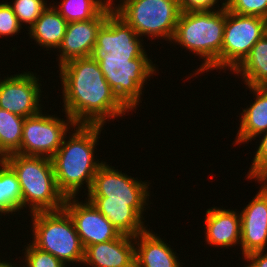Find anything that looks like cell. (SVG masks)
I'll return each instance as SVG.
<instances>
[{
	"label": "cell",
	"instance_id": "cell-26",
	"mask_svg": "<svg viewBox=\"0 0 267 267\" xmlns=\"http://www.w3.org/2000/svg\"><path fill=\"white\" fill-rule=\"evenodd\" d=\"M46 2L45 0H14L10 6L17 16L19 24L22 26L23 23H26L30 28L48 7Z\"/></svg>",
	"mask_w": 267,
	"mask_h": 267
},
{
	"label": "cell",
	"instance_id": "cell-31",
	"mask_svg": "<svg viewBox=\"0 0 267 267\" xmlns=\"http://www.w3.org/2000/svg\"><path fill=\"white\" fill-rule=\"evenodd\" d=\"M218 0H178L181 12L213 11ZM213 7V8H212Z\"/></svg>",
	"mask_w": 267,
	"mask_h": 267
},
{
	"label": "cell",
	"instance_id": "cell-2",
	"mask_svg": "<svg viewBox=\"0 0 267 267\" xmlns=\"http://www.w3.org/2000/svg\"><path fill=\"white\" fill-rule=\"evenodd\" d=\"M75 127L51 157L57 187L65 198L76 197L84 184L89 192L96 172L104 163L94 159L103 125L76 124Z\"/></svg>",
	"mask_w": 267,
	"mask_h": 267
},
{
	"label": "cell",
	"instance_id": "cell-32",
	"mask_svg": "<svg viewBox=\"0 0 267 267\" xmlns=\"http://www.w3.org/2000/svg\"><path fill=\"white\" fill-rule=\"evenodd\" d=\"M243 259L248 262V266L244 267H267V252L255 251L246 255Z\"/></svg>",
	"mask_w": 267,
	"mask_h": 267
},
{
	"label": "cell",
	"instance_id": "cell-5",
	"mask_svg": "<svg viewBox=\"0 0 267 267\" xmlns=\"http://www.w3.org/2000/svg\"><path fill=\"white\" fill-rule=\"evenodd\" d=\"M108 84L131 111L141 102L144 83L156 67L147 55L93 54Z\"/></svg>",
	"mask_w": 267,
	"mask_h": 267
},
{
	"label": "cell",
	"instance_id": "cell-7",
	"mask_svg": "<svg viewBox=\"0 0 267 267\" xmlns=\"http://www.w3.org/2000/svg\"><path fill=\"white\" fill-rule=\"evenodd\" d=\"M113 11L140 37L173 40L181 10L178 0H120Z\"/></svg>",
	"mask_w": 267,
	"mask_h": 267
},
{
	"label": "cell",
	"instance_id": "cell-16",
	"mask_svg": "<svg viewBox=\"0 0 267 267\" xmlns=\"http://www.w3.org/2000/svg\"><path fill=\"white\" fill-rule=\"evenodd\" d=\"M133 241V236L122 234L119 238L87 246L83 263L91 267H135Z\"/></svg>",
	"mask_w": 267,
	"mask_h": 267
},
{
	"label": "cell",
	"instance_id": "cell-24",
	"mask_svg": "<svg viewBox=\"0 0 267 267\" xmlns=\"http://www.w3.org/2000/svg\"><path fill=\"white\" fill-rule=\"evenodd\" d=\"M24 120L0 108V159L20 149Z\"/></svg>",
	"mask_w": 267,
	"mask_h": 267
},
{
	"label": "cell",
	"instance_id": "cell-25",
	"mask_svg": "<svg viewBox=\"0 0 267 267\" xmlns=\"http://www.w3.org/2000/svg\"><path fill=\"white\" fill-rule=\"evenodd\" d=\"M112 1L111 0H63L53 8L68 22L94 19Z\"/></svg>",
	"mask_w": 267,
	"mask_h": 267
},
{
	"label": "cell",
	"instance_id": "cell-9",
	"mask_svg": "<svg viewBox=\"0 0 267 267\" xmlns=\"http://www.w3.org/2000/svg\"><path fill=\"white\" fill-rule=\"evenodd\" d=\"M267 32V19L238 15L225 7V27L220 53V69L234 71L252 47Z\"/></svg>",
	"mask_w": 267,
	"mask_h": 267
},
{
	"label": "cell",
	"instance_id": "cell-22",
	"mask_svg": "<svg viewBox=\"0 0 267 267\" xmlns=\"http://www.w3.org/2000/svg\"><path fill=\"white\" fill-rule=\"evenodd\" d=\"M121 234L137 236L145 232L142 218L131 206L117 203H92Z\"/></svg>",
	"mask_w": 267,
	"mask_h": 267
},
{
	"label": "cell",
	"instance_id": "cell-17",
	"mask_svg": "<svg viewBox=\"0 0 267 267\" xmlns=\"http://www.w3.org/2000/svg\"><path fill=\"white\" fill-rule=\"evenodd\" d=\"M206 238L210 246L233 247L241 241V219L239 212L212 207L206 210Z\"/></svg>",
	"mask_w": 267,
	"mask_h": 267
},
{
	"label": "cell",
	"instance_id": "cell-33",
	"mask_svg": "<svg viewBox=\"0 0 267 267\" xmlns=\"http://www.w3.org/2000/svg\"><path fill=\"white\" fill-rule=\"evenodd\" d=\"M0 267H17V266H16V264L15 265L12 264L11 262L10 263L9 262L7 263V261H2L1 262V260H0ZM22 267H24V264H23Z\"/></svg>",
	"mask_w": 267,
	"mask_h": 267
},
{
	"label": "cell",
	"instance_id": "cell-6",
	"mask_svg": "<svg viewBox=\"0 0 267 267\" xmlns=\"http://www.w3.org/2000/svg\"><path fill=\"white\" fill-rule=\"evenodd\" d=\"M31 217L34 233L31 243L35 247L49 252L65 265L83 263L84 247L71 217L64 209L35 212Z\"/></svg>",
	"mask_w": 267,
	"mask_h": 267
},
{
	"label": "cell",
	"instance_id": "cell-3",
	"mask_svg": "<svg viewBox=\"0 0 267 267\" xmlns=\"http://www.w3.org/2000/svg\"><path fill=\"white\" fill-rule=\"evenodd\" d=\"M213 11L181 12L177 22L174 43L203 59L195 70L200 72L220 69V53L225 27V0Z\"/></svg>",
	"mask_w": 267,
	"mask_h": 267
},
{
	"label": "cell",
	"instance_id": "cell-21",
	"mask_svg": "<svg viewBox=\"0 0 267 267\" xmlns=\"http://www.w3.org/2000/svg\"><path fill=\"white\" fill-rule=\"evenodd\" d=\"M233 72L242 75L247 86L267 87V32Z\"/></svg>",
	"mask_w": 267,
	"mask_h": 267
},
{
	"label": "cell",
	"instance_id": "cell-15",
	"mask_svg": "<svg viewBox=\"0 0 267 267\" xmlns=\"http://www.w3.org/2000/svg\"><path fill=\"white\" fill-rule=\"evenodd\" d=\"M243 257L265 251L267 245V186L263 183L253 200L240 212Z\"/></svg>",
	"mask_w": 267,
	"mask_h": 267
},
{
	"label": "cell",
	"instance_id": "cell-27",
	"mask_svg": "<svg viewBox=\"0 0 267 267\" xmlns=\"http://www.w3.org/2000/svg\"><path fill=\"white\" fill-rule=\"evenodd\" d=\"M225 7L238 15L259 16L267 19V0H225Z\"/></svg>",
	"mask_w": 267,
	"mask_h": 267
},
{
	"label": "cell",
	"instance_id": "cell-30",
	"mask_svg": "<svg viewBox=\"0 0 267 267\" xmlns=\"http://www.w3.org/2000/svg\"><path fill=\"white\" fill-rule=\"evenodd\" d=\"M21 28L10 3H0V36L16 35L20 33Z\"/></svg>",
	"mask_w": 267,
	"mask_h": 267
},
{
	"label": "cell",
	"instance_id": "cell-29",
	"mask_svg": "<svg viewBox=\"0 0 267 267\" xmlns=\"http://www.w3.org/2000/svg\"><path fill=\"white\" fill-rule=\"evenodd\" d=\"M263 136L247 173L250 180L253 178L260 181L267 174V131L263 132Z\"/></svg>",
	"mask_w": 267,
	"mask_h": 267
},
{
	"label": "cell",
	"instance_id": "cell-10",
	"mask_svg": "<svg viewBox=\"0 0 267 267\" xmlns=\"http://www.w3.org/2000/svg\"><path fill=\"white\" fill-rule=\"evenodd\" d=\"M65 115L67 119L61 120L41 111L25 118L20 149L16 153L51 158L61 147L70 126L72 125V129L76 126L66 113Z\"/></svg>",
	"mask_w": 267,
	"mask_h": 267
},
{
	"label": "cell",
	"instance_id": "cell-13",
	"mask_svg": "<svg viewBox=\"0 0 267 267\" xmlns=\"http://www.w3.org/2000/svg\"><path fill=\"white\" fill-rule=\"evenodd\" d=\"M113 4L111 2L94 19L68 23L62 43L58 48L59 67L72 59L93 56L97 32L113 11Z\"/></svg>",
	"mask_w": 267,
	"mask_h": 267
},
{
	"label": "cell",
	"instance_id": "cell-20",
	"mask_svg": "<svg viewBox=\"0 0 267 267\" xmlns=\"http://www.w3.org/2000/svg\"><path fill=\"white\" fill-rule=\"evenodd\" d=\"M68 22L53 8L48 6L28 34L41 47L58 49L66 33Z\"/></svg>",
	"mask_w": 267,
	"mask_h": 267
},
{
	"label": "cell",
	"instance_id": "cell-23",
	"mask_svg": "<svg viewBox=\"0 0 267 267\" xmlns=\"http://www.w3.org/2000/svg\"><path fill=\"white\" fill-rule=\"evenodd\" d=\"M22 210V192L16 173L0 159V215ZM2 213V214H1Z\"/></svg>",
	"mask_w": 267,
	"mask_h": 267
},
{
	"label": "cell",
	"instance_id": "cell-8",
	"mask_svg": "<svg viewBox=\"0 0 267 267\" xmlns=\"http://www.w3.org/2000/svg\"><path fill=\"white\" fill-rule=\"evenodd\" d=\"M149 185L148 182L136 180L122 171L119 172L104 161L94 176L87 197L91 203L129 205L143 217L142 214L147 209L145 206H148L146 202L150 196Z\"/></svg>",
	"mask_w": 267,
	"mask_h": 267
},
{
	"label": "cell",
	"instance_id": "cell-34",
	"mask_svg": "<svg viewBox=\"0 0 267 267\" xmlns=\"http://www.w3.org/2000/svg\"><path fill=\"white\" fill-rule=\"evenodd\" d=\"M259 183L261 182H263L266 186H267V174L260 180V181H258Z\"/></svg>",
	"mask_w": 267,
	"mask_h": 267
},
{
	"label": "cell",
	"instance_id": "cell-18",
	"mask_svg": "<svg viewBox=\"0 0 267 267\" xmlns=\"http://www.w3.org/2000/svg\"><path fill=\"white\" fill-rule=\"evenodd\" d=\"M134 242L135 267H182L176 252L152 230L138 234Z\"/></svg>",
	"mask_w": 267,
	"mask_h": 267
},
{
	"label": "cell",
	"instance_id": "cell-19",
	"mask_svg": "<svg viewBox=\"0 0 267 267\" xmlns=\"http://www.w3.org/2000/svg\"><path fill=\"white\" fill-rule=\"evenodd\" d=\"M248 88L252 90L256 99L249 108L243 109L235 144L252 141L267 131V87L248 86Z\"/></svg>",
	"mask_w": 267,
	"mask_h": 267
},
{
	"label": "cell",
	"instance_id": "cell-14",
	"mask_svg": "<svg viewBox=\"0 0 267 267\" xmlns=\"http://www.w3.org/2000/svg\"><path fill=\"white\" fill-rule=\"evenodd\" d=\"M135 30L112 11L97 32L93 54L147 55Z\"/></svg>",
	"mask_w": 267,
	"mask_h": 267
},
{
	"label": "cell",
	"instance_id": "cell-4",
	"mask_svg": "<svg viewBox=\"0 0 267 267\" xmlns=\"http://www.w3.org/2000/svg\"><path fill=\"white\" fill-rule=\"evenodd\" d=\"M3 160L16 173L22 192V210L30 213L63 209L65 196L59 191L51 158L12 153Z\"/></svg>",
	"mask_w": 267,
	"mask_h": 267
},
{
	"label": "cell",
	"instance_id": "cell-11",
	"mask_svg": "<svg viewBox=\"0 0 267 267\" xmlns=\"http://www.w3.org/2000/svg\"><path fill=\"white\" fill-rule=\"evenodd\" d=\"M36 75L31 71L0 79V108L23 118L40 113L42 85Z\"/></svg>",
	"mask_w": 267,
	"mask_h": 267
},
{
	"label": "cell",
	"instance_id": "cell-12",
	"mask_svg": "<svg viewBox=\"0 0 267 267\" xmlns=\"http://www.w3.org/2000/svg\"><path fill=\"white\" fill-rule=\"evenodd\" d=\"M75 198L67 197L63 209L71 217L84 249L122 235L87 198L86 203Z\"/></svg>",
	"mask_w": 267,
	"mask_h": 267
},
{
	"label": "cell",
	"instance_id": "cell-1",
	"mask_svg": "<svg viewBox=\"0 0 267 267\" xmlns=\"http://www.w3.org/2000/svg\"><path fill=\"white\" fill-rule=\"evenodd\" d=\"M64 112L78 125H105L130 110L119 100L93 57L72 59L59 67Z\"/></svg>",
	"mask_w": 267,
	"mask_h": 267
},
{
	"label": "cell",
	"instance_id": "cell-28",
	"mask_svg": "<svg viewBox=\"0 0 267 267\" xmlns=\"http://www.w3.org/2000/svg\"><path fill=\"white\" fill-rule=\"evenodd\" d=\"M25 248L24 267H67L58 258L54 257L49 252L43 251L35 247L32 243L27 244Z\"/></svg>",
	"mask_w": 267,
	"mask_h": 267
}]
</instances>
